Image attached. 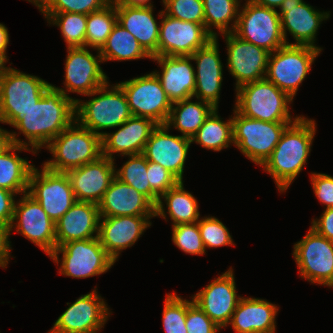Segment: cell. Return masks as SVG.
Returning a JSON list of instances; mask_svg holds the SVG:
<instances>
[{
    "label": "cell",
    "mask_w": 333,
    "mask_h": 333,
    "mask_svg": "<svg viewBox=\"0 0 333 333\" xmlns=\"http://www.w3.org/2000/svg\"><path fill=\"white\" fill-rule=\"evenodd\" d=\"M4 66H5V63L0 59V72L2 71Z\"/></svg>",
    "instance_id": "cell-56"
},
{
    "label": "cell",
    "mask_w": 333,
    "mask_h": 333,
    "mask_svg": "<svg viewBox=\"0 0 333 333\" xmlns=\"http://www.w3.org/2000/svg\"><path fill=\"white\" fill-rule=\"evenodd\" d=\"M163 309V327L165 333H187L186 315L188 307L194 302L179 297L175 292L167 294Z\"/></svg>",
    "instance_id": "cell-40"
},
{
    "label": "cell",
    "mask_w": 333,
    "mask_h": 333,
    "mask_svg": "<svg viewBox=\"0 0 333 333\" xmlns=\"http://www.w3.org/2000/svg\"><path fill=\"white\" fill-rule=\"evenodd\" d=\"M27 1L36 5L40 11H42L51 2V0H27Z\"/></svg>",
    "instance_id": "cell-55"
},
{
    "label": "cell",
    "mask_w": 333,
    "mask_h": 333,
    "mask_svg": "<svg viewBox=\"0 0 333 333\" xmlns=\"http://www.w3.org/2000/svg\"><path fill=\"white\" fill-rule=\"evenodd\" d=\"M168 16L204 25V7L202 0H162Z\"/></svg>",
    "instance_id": "cell-42"
},
{
    "label": "cell",
    "mask_w": 333,
    "mask_h": 333,
    "mask_svg": "<svg viewBox=\"0 0 333 333\" xmlns=\"http://www.w3.org/2000/svg\"><path fill=\"white\" fill-rule=\"evenodd\" d=\"M320 52L311 46L285 44L269 54L265 78L294 99Z\"/></svg>",
    "instance_id": "cell-7"
},
{
    "label": "cell",
    "mask_w": 333,
    "mask_h": 333,
    "mask_svg": "<svg viewBox=\"0 0 333 333\" xmlns=\"http://www.w3.org/2000/svg\"><path fill=\"white\" fill-rule=\"evenodd\" d=\"M67 51L64 75L66 89L55 87L65 96H69L67 92H76L85 96L108 82L107 75L99 65L103 62L99 51L96 57L87 47L67 48Z\"/></svg>",
    "instance_id": "cell-17"
},
{
    "label": "cell",
    "mask_w": 333,
    "mask_h": 333,
    "mask_svg": "<svg viewBox=\"0 0 333 333\" xmlns=\"http://www.w3.org/2000/svg\"><path fill=\"white\" fill-rule=\"evenodd\" d=\"M159 25L157 56H191L214 37L205 25L172 18L162 11Z\"/></svg>",
    "instance_id": "cell-14"
},
{
    "label": "cell",
    "mask_w": 333,
    "mask_h": 333,
    "mask_svg": "<svg viewBox=\"0 0 333 333\" xmlns=\"http://www.w3.org/2000/svg\"><path fill=\"white\" fill-rule=\"evenodd\" d=\"M314 120L300 116L288 125L273 150L262 165L272 175L277 188L284 192L303 170L316 133Z\"/></svg>",
    "instance_id": "cell-2"
},
{
    "label": "cell",
    "mask_w": 333,
    "mask_h": 333,
    "mask_svg": "<svg viewBox=\"0 0 333 333\" xmlns=\"http://www.w3.org/2000/svg\"><path fill=\"white\" fill-rule=\"evenodd\" d=\"M185 324L187 333H217L221 329L194 302L187 309Z\"/></svg>",
    "instance_id": "cell-46"
},
{
    "label": "cell",
    "mask_w": 333,
    "mask_h": 333,
    "mask_svg": "<svg viewBox=\"0 0 333 333\" xmlns=\"http://www.w3.org/2000/svg\"><path fill=\"white\" fill-rule=\"evenodd\" d=\"M238 14L234 34L272 53L286 44L277 10L247 2Z\"/></svg>",
    "instance_id": "cell-10"
},
{
    "label": "cell",
    "mask_w": 333,
    "mask_h": 333,
    "mask_svg": "<svg viewBox=\"0 0 333 333\" xmlns=\"http://www.w3.org/2000/svg\"><path fill=\"white\" fill-rule=\"evenodd\" d=\"M158 124L146 117L131 116L114 133L101 137L102 155L114 160V153L136 155L143 153L151 132Z\"/></svg>",
    "instance_id": "cell-26"
},
{
    "label": "cell",
    "mask_w": 333,
    "mask_h": 333,
    "mask_svg": "<svg viewBox=\"0 0 333 333\" xmlns=\"http://www.w3.org/2000/svg\"><path fill=\"white\" fill-rule=\"evenodd\" d=\"M284 0H252V2L259 4L261 6L268 7L270 9H275V7L280 8Z\"/></svg>",
    "instance_id": "cell-53"
},
{
    "label": "cell",
    "mask_w": 333,
    "mask_h": 333,
    "mask_svg": "<svg viewBox=\"0 0 333 333\" xmlns=\"http://www.w3.org/2000/svg\"><path fill=\"white\" fill-rule=\"evenodd\" d=\"M168 208V214L173 221L172 226L179 224L194 223L199 220L198 203L194 196L185 191L183 182H179L175 187L164 193L156 205L155 216L166 218L165 207L162 199Z\"/></svg>",
    "instance_id": "cell-32"
},
{
    "label": "cell",
    "mask_w": 333,
    "mask_h": 333,
    "mask_svg": "<svg viewBox=\"0 0 333 333\" xmlns=\"http://www.w3.org/2000/svg\"><path fill=\"white\" fill-rule=\"evenodd\" d=\"M235 90L234 109L247 118L265 122H295L300 117L291 118L288 105L293 99L266 78Z\"/></svg>",
    "instance_id": "cell-3"
},
{
    "label": "cell",
    "mask_w": 333,
    "mask_h": 333,
    "mask_svg": "<svg viewBox=\"0 0 333 333\" xmlns=\"http://www.w3.org/2000/svg\"><path fill=\"white\" fill-rule=\"evenodd\" d=\"M45 148L53 154L54 159L43 165L55 172H67L102 156L101 136L84 128L77 121L63 130Z\"/></svg>",
    "instance_id": "cell-5"
},
{
    "label": "cell",
    "mask_w": 333,
    "mask_h": 333,
    "mask_svg": "<svg viewBox=\"0 0 333 333\" xmlns=\"http://www.w3.org/2000/svg\"><path fill=\"white\" fill-rule=\"evenodd\" d=\"M21 198L15 203L10 230L16 228V232H20L50 256L57 247L55 223L28 193Z\"/></svg>",
    "instance_id": "cell-15"
},
{
    "label": "cell",
    "mask_w": 333,
    "mask_h": 333,
    "mask_svg": "<svg viewBox=\"0 0 333 333\" xmlns=\"http://www.w3.org/2000/svg\"><path fill=\"white\" fill-rule=\"evenodd\" d=\"M109 86L107 82L86 95L89 97L100 94L98 97L87 102H75L76 121L101 137L106 132L100 130L119 127L132 116L122 88L118 84H113L111 89Z\"/></svg>",
    "instance_id": "cell-4"
},
{
    "label": "cell",
    "mask_w": 333,
    "mask_h": 333,
    "mask_svg": "<svg viewBox=\"0 0 333 333\" xmlns=\"http://www.w3.org/2000/svg\"><path fill=\"white\" fill-rule=\"evenodd\" d=\"M311 174L312 187L317 199L325 204L326 208H333V177L324 173Z\"/></svg>",
    "instance_id": "cell-47"
},
{
    "label": "cell",
    "mask_w": 333,
    "mask_h": 333,
    "mask_svg": "<svg viewBox=\"0 0 333 333\" xmlns=\"http://www.w3.org/2000/svg\"><path fill=\"white\" fill-rule=\"evenodd\" d=\"M32 151L29 147L10 143L0 152V188L15 194L28 193L29 177L34 165L19 157L17 151Z\"/></svg>",
    "instance_id": "cell-31"
},
{
    "label": "cell",
    "mask_w": 333,
    "mask_h": 333,
    "mask_svg": "<svg viewBox=\"0 0 333 333\" xmlns=\"http://www.w3.org/2000/svg\"><path fill=\"white\" fill-rule=\"evenodd\" d=\"M117 22L116 7L110 2L104 8L87 15L85 47L100 51Z\"/></svg>",
    "instance_id": "cell-38"
},
{
    "label": "cell",
    "mask_w": 333,
    "mask_h": 333,
    "mask_svg": "<svg viewBox=\"0 0 333 333\" xmlns=\"http://www.w3.org/2000/svg\"><path fill=\"white\" fill-rule=\"evenodd\" d=\"M218 48L217 37H215L191 55L192 60H195L197 64L193 97L208 102L217 109L223 80V64Z\"/></svg>",
    "instance_id": "cell-23"
},
{
    "label": "cell",
    "mask_w": 333,
    "mask_h": 333,
    "mask_svg": "<svg viewBox=\"0 0 333 333\" xmlns=\"http://www.w3.org/2000/svg\"><path fill=\"white\" fill-rule=\"evenodd\" d=\"M147 174L151 189L161 197L175 187L180 181L158 163L148 161Z\"/></svg>",
    "instance_id": "cell-45"
},
{
    "label": "cell",
    "mask_w": 333,
    "mask_h": 333,
    "mask_svg": "<svg viewBox=\"0 0 333 333\" xmlns=\"http://www.w3.org/2000/svg\"><path fill=\"white\" fill-rule=\"evenodd\" d=\"M28 194L54 223L77 202L68 174L49 170L44 165L41 173L35 166L32 169Z\"/></svg>",
    "instance_id": "cell-11"
},
{
    "label": "cell",
    "mask_w": 333,
    "mask_h": 333,
    "mask_svg": "<svg viewBox=\"0 0 333 333\" xmlns=\"http://www.w3.org/2000/svg\"><path fill=\"white\" fill-rule=\"evenodd\" d=\"M15 193L0 188V224L11 226L14 216Z\"/></svg>",
    "instance_id": "cell-48"
},
{
    "label": "cell",
    "mask_w": 333,
    "mask_h": 333,
    "mask_svg": "<svg viewBox=\"0 0 333 333\" xmlns=\"http://www.w3.org/2000/svg\"><path fill=\"white\" fill-rule=\"evenodd\" d=\"M215 108L205 119L202 126L192 136L191 142H196L206 149L221 151L233 144V121L232 117L224 122L218 116Z\"/></svg>",
    "instance_id": "cell-35"
},
{
    "label": "cell",
    "mask_w": 333,
    "mask_h": 333,
    "mask_svg": "<svg viewBox=\"0 0 333 333\" xmlns=\"http://www.w3.org/2000/svg\"><path fill=\"white\" fill-rule=\"evenodd\" d=\"M128 157L130 159L122 168L115 171V176L146 196L156 206L160 197L150 187L147 159L142 153Z\"/></svg>",
    "instance_id": "cell-37"
},
{
    "label": "cell",
    "mask_w": 333,
    "mask_h": 333,
    "mask_svg": "<svg viewBox=\"0 0 333 333\" xmlns=\"http://www.w3.org/2000/svg\"><path fill=\"white\" fill-rule=\"evenodd\" d=\"M166 124H158L145 145L143 155L149 162L158 163L183 182L184 164L191 139L168 133Z\"/></svg>",
    "instance_id": "cell-20"
},
{
    "label": "cell",
    "mask_w": 333,
    "mask_h": 333,
    "mask_svg": "<svg viewBox=\"0 0 333 333\" xmlns=\"http://www.w3.org/2000/svg\"><path fill=\"white\" fill-rule=\"evenodd\" d=\"M277 312L265 299L241 297L229 324L236 333H275Z\"/></svg>",
    "instance_id": "cell-29"
},
{
    "label": "cell",
    "mask_w": 333,
    "mask_h": 333,
    "mask_svg": "<svg viewBox=\"0 0 333 333\" xmlns=\"http://www.w3.org/2000/svg\"><path fill=\"white\" fill-rule=\"evenodd\" d=\"M278 12L281 20L282 33L286 44L287 31L293 36L294 45H305L318 48L315 36L323 20L330 17L329 12H319L303 0H284Z\"/></svg>",
    "instance_id": "cell-21"
},
{
    "label": "cell",
    "mask_w": 333,
    "mask_h": 333,
    "mask_svg": "<svg viewBox=\"0 0 333 333\" xmlns=\"http://www.w3.org/2000/svg\"><path fill=\"white\" fill-rule=\"evenodd\" d=\"M152 60L162 67V74L154 73L172 103L193 97L196 71L191 56H155Z\"/></svg>",
    "instance_id": "cell-27"
},
{
    "label": "cell",
    "mask_w": 333,
    "mask_h": 333,
    "mask_svg": "<svg viewBox=\"0 0 333 333\" xmlns=\"http://www.w3.org/2000/svg\"><path fill=\"white\" fill-rule=\"evenodd\" d=\"M311 228L333 241V208H326L320 219L312 221Z\"/></svg>",
    "instance_id": "cell-49"
},
{
    "label": "cell",
    "mask_w": 333,
    "mask_h": 333,
    "mask_svg": "<svg viewBox=\"0 0 333 333\" xmlns=\"http://www.w3.org/2000/svg\"><path fill=\"white\" fill-rule=\"evenodd\" d=\"M115 171L114 160L102 155L97 160L66 173L76 200L98 205L115 177Z\"/></svg>",
    "instance_id": "cell-22"
},
{
    "label": "cell",
    "mask_w": 333,
    "mask_h": 333,
    "mask_svg": "<svg viewBox=\"0 0 333 333\" xmlns=\"http://www.w3.org/2000/svg\"><path fill=\"white\" fill-rule=\"evenodd\" d=\"M227 44V63L236 79V89L254 81L265 79L269 52L240 39L233 32L222 34Z\"/></svg>",
    "instance_id": "cell-18"
},
{
    "label": "cell",
    "mask_w": 333,
    "mask_h": 333,
    "mask_svg": "<svg viewBox=\"0 0 333 333\" xmlns=\"http://www.w3.org/2000/svg\"><path fill=\"white\" fill-rule=\"evenodd\" d=\"M111 0H51L41 13L90 14L108 5Z\"/></svg>",
    "instance_id": "cell-44"
},
{
    "label": "cell",
    "mask_w": 333,
    "mask_h": 333,
    "mask_svg": "<svg viewBox=\"0 0 333 333\" xmlns=\"http://www.w3.org/2000/svg\"><path fill=\"white\" fill-rule=\"evenodd\" d=\"M78 99L65 96L61 90L50 85L42 97L12 127L17 128L28 142L16 138L15 132L9 133L10 143L29 145L35 152L47 146L63 130L76 121L75 102Z\"/></svg>",
    "instance_id": "cell-1"
},
{
    "label": "cell",
    "mask_w": 333,
    "mask_h": 333,
    "mask_svg": "<svg viewBox=\"0 0 333 333\" xmlns=\"http://www.w3.org/2000/svg\"><path fill=\"white\" fill-rule=\"evenodd\" d=\"M100 217L155 216L156 206L116 176L98 204Z\"/></svg>",
    "instance_id": "cell-25"
},
{
    "label": "cell",
    "mask_w": 333,
    "mask_h": 333,
    "mask_svg": "<svg viewBox=\"0 0 333 333\" xmlns=\"http://www.w3.org/2000/svg\"><path fill=\"white\" fill-rule=\"evenodd\" d=\"M49 23L60 27L67 48L85 47L86 14L78 13H43Z\"/></svg>",
    "instance_id": "cell-39"
},
{
    "label": "cell",
    "mask_w": 333,
    "mask_h": 333,
    "mask_svg": "<svg viewBox=\"0 0 333 333\" xmlns=\"http://www.w3.org/2000/svg\"><path fill=\"white\" fill-rule=\"evenodd\" d=\"M10 227L0 224V267L6 268L10 256Z\"/></svg>",
    "instance_id": "cell-50"
},
{
    "label": "cell",
    "mask_w": 333,
    "mask_h": 333,
    "mask_svg": "<svg viewBox=\"0 0 333 333\" xmlns=\"http://www.w3.org/2000/svg\"><path fill=\"white\" fill-rule=\"evenodd\" d=\"M150 0H111L115 7H152Z\"/></svg>",
    "instance_id": "cell-52"
},
{
    "label": "cell",
    "mask_w": 333,
    "mask_h": 333,
    "mask_svg": "<svg viewBox=\"0 0 333 333\" xmlns=\"http://www.w3.org/2000/svg\"><path fill=\"white\" fill-rule=\"evenodd\" d=\"M125 93L132 116L166 124L172 102L154 72L118 84Z\"/></svg>",
    "instance_id": "cell-12"
},
{
    "label": "cell",
    "mask_w": 333,
    "mask_h": 333,
    "mask_svg": "<svg viewBox=\"0 0 333 333\" xmlns=\"http://www.w3.org/2000/svg\"><path fill=\"white\" fill-rule=\"evenodd\" d=\"M204 7V25L206 30L215 38L217 33L210 27L214 26L221 34L234 32L238 14L240 12V1L238 0H202ZM231 29L229 27L230 21ZM235 20V21H234Z\"/></svg>",
    "instance_id": "cell-36"
},
{
    "label": "cell",
    "mask_w": 333,
    "mask_h": 333,
    "mask_svg": "<svg viewBox=\"0 0 333 333\" xmlns=\"http://www.w3.org/2000/svg\"><path fill=\"white\" fill-rule=\"evenodd\" d=\"M193 98L172 103L170 114L166 125L179 130L182 136L192 138V136L202 126L205 119L215 109L210 103L201 101L191 102ZM175 105V106H174Z\"/></svg>",
    "instance_id": "cell-33"
},
{
    "label": "cell",
    "mask_w": 333,
    "mask_h": 333,
    "mask_svg": "<svg viewBox=\"0 0 333 333\" xmlns=\"http://www.w3.org/2000/svg\"><path fill=\"white\" fill-rule=\"evenodd\" d=\"M96 289L69 305L48 333H97L108 320L109 308Z\"/></svg>",
    "instance_id": "cell-16"
},
{
    "label": "cell",
    "mask_w": 333,
    "mask_h": 333,
    "mask_svg": "<svg viewBox=\"0 0 333 333\" xmlns=\"http://www.w3.org/2000/svg\"><path fill=\"white\" fill-rule=\"evenodd\" d=\"M117 22L129 31L151 56H157L159 26L152 7H116Z\"/></svg>",
    "instance_id": "cell-30"
},
{
    "label": "cell",
    "mask_w": 333,
    "mask_h": 333,
    "mask_svg": "<svg viewBox=\"0 0 333 333\" xmlns=\"http://www.w3.org/2000/svg\"><path fill=\"white\" fill-rule=\"evenodd\" d=\"M9 133L10 132L0 128V152L10 144Z\"/></svg>",
    "instance_id": "cell-54"
},
{
    "label": "cell",
    "mask_w": 333,
    "mask_h": 333,
    "mask_svg": "<svg viewBox=\"0 0 333 333\" xmlns=\"http://www.w3.org/2000/svg\"><path fill=\"white\" fill-rule=\"evenodd\" d=\"M233 111V144L248 159L262 166L271 156L285 128L293 122H265L247 118L235 109Z\"/></svg>",
    "instance_id": "cell-8"
},
{
    "label": "cell",
    "mask_w": 333,
    "mask_h": 333,
    "mask_svg": "<svg viewBox=\"0 0 333 333\" xmlns=\"http://www.w3.org/2000/svg\"><path fill=\"white\" fill-rule=\"evenodd\" d=\"M99 222L100 212L97 204L77 201L55 223L57 247L74 240L97 238Z\"/></svg>",
    "instance_id": "cell-28"
},
{
    "label": "cell",
    "mask_w": 333,
    "mask_h": 333,
    "mask_svg": "<svg viewBox=\"0 0 333 333\" xmlns=\"http://www.w3.org/2000/svg\"><path fill=\"white\" fill-rule=\"evenodd\" d=\"M50 85L42 78L4 66L0 72V122L13 126Z\"/></svg>",
    "instance_id": "cell-6"
},
{
    "label": "cell",
    "mask_w": 333,
    "mask_h": 333,
    "mask_svg": "<svg viewBox=\"0 0 333 333\" xmlns=\"http://www.w3.org/2000/svg\"><path fill=\"white\" fill-rule=\"evenodd\" d=\"M9 44V34L8 29L5 25L0 23V59L6 63L7 62V55H6V48Z\"/></svg>",
    "instance_id": "cell-51"
},
{
    "label": "cell",
    "mask_w": 333,
    "mask_h": 333,
    "mask_svg": "<svg viewBox=\"0 0 333 333\" xmlns=\"http://www.w3.org/2000/svg\"><path fill=\"white\" fill-rule=\"evenodd\" d=\"M103 62L126 61L152 57L143 49L137 39L120 23L116 22L105 45L99 51Z\"/></svg>",
    "instance_id": "cell-34"
},
{
    "label": "cell",
    "mask_w": 333,
    "mask_h": 333,
    "mask_svg": "<svg viewBox=\"0 0 333 333\" xmlns=\"http://www.w3.org/2000/svg\"><path fill=\"white\" fill-rule=\"evenodd\" d=\"M60 253L63 257L59 274L73 278H88L104 274L115 263L98 237L67 242L56 247L49 257L58 264Z\"/></svg>",
    "instance_id": "cell-9"
},
{
    "label": "cell",
    "mask_w": 333,
    "mask_h": 333,
    "mask_svg": "<svg viewBox=\"0 0 333 333\" xmlns=\"http://www.w3.org/2000/svg\"><path fill=\"white\" fill-rule=\"evenodd\" d=\"M293 257L301 278L333 287V241L310 228L304 238L294 244Z\"/></svg>",
    "instance_id": "cell-13"
},
{
    "label": "cell",
    "mask_w": 333,
    "mask_h": 333,
    "mask_svg": "<svg viewBox=\"0 0 333 333\" xmlns=\"http://www.w3.org/2000/svg\"><path fill=\"white\" fill-rule=\"evenodd\" d=\"M173 243L185 253L203 255L205 247L199 232L198 221L172 226Z\"/></svg>",
    "instance_id": "cell-41"
},
{
    "label": "cell",
    "mask_w": 333,
    "mask_h": 333,
    "mask_svg": "<svg viewBox=\"0 0 333 333\" xmlns=\"http://www.w3.org/2000/svg\"><path fill=\"white\" fill-rule=\"evenodd\" d=\"M198 226L205 249L234 245L228 229L216 217H204L198 220Z\"/></svg>",
    "instance_id": "cell-43"
},
{
    "label": "cell",
    "mask_w": 333,
    "mask_h": 333,
    "mask_svg": "<svg viewBox=\"0 0 333 333\" xmlns=\"http://www.w3.org/2000/svg\"><path fill=\"white\" fill-rule=\"evenodd\" d=\"M232 268L197 292L193 297L209 318L220 328L226 327L241 297L237 296Z\"/></svg>",
    "instance_id": "cell-19"
},
{
    "label": "cell",
    "mask_w": 333,
    "mask_h": 333,
    "mask_svg": "<svg viewBox=\"0 0 333 333\" xmlns=\"http://www.w3.org/2000/svg\"><path fill=\"white\" fill-rule=\"evenodd\" d=\"M152 217L156 216L100 217L98 238L107 254L116 262L120 252L134 245L151 226Z\"/></svg>",
    "instance_id": "cell-24"
}]
</instances>
